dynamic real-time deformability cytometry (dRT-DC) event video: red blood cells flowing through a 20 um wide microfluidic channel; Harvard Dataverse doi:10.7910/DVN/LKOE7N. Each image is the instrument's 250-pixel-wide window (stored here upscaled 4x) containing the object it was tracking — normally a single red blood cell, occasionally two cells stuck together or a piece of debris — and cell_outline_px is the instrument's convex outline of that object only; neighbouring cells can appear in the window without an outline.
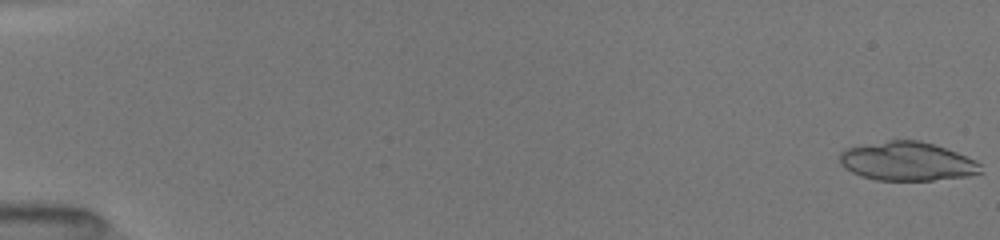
{"species": "common noctule bat (a hibernating species)", "species_latin": "Nyctalus noctula", "temperature_condition": "room temperature", "stored_images_in_passage": 41, "segment_of_instrument_passage": [1, 2], "camera_frame_rate_fps": 3000, "um_per_image_px": 0.085, "animal": {"sex": "female", "body_mass_g": 19.5, "forearm_length_mm": 54.1}, "frame": {"image": 1, "passage_image": 1, "time_ms": 0.0, "image_size_px": [1000, 240], "cell_outline_px": [[980, 172], [964, 176], [932, 180], [880, 180], [864, 176], [852, 172], [840, 160], [840, 152], [848, 148], [892, 140], [916, 140], [932, 144], [956, 152], [980, 164]], "centroid_in_image_um": [77.11, 13.71], "position_along_channel_um": 7.9, "area_um2": 30.75}}